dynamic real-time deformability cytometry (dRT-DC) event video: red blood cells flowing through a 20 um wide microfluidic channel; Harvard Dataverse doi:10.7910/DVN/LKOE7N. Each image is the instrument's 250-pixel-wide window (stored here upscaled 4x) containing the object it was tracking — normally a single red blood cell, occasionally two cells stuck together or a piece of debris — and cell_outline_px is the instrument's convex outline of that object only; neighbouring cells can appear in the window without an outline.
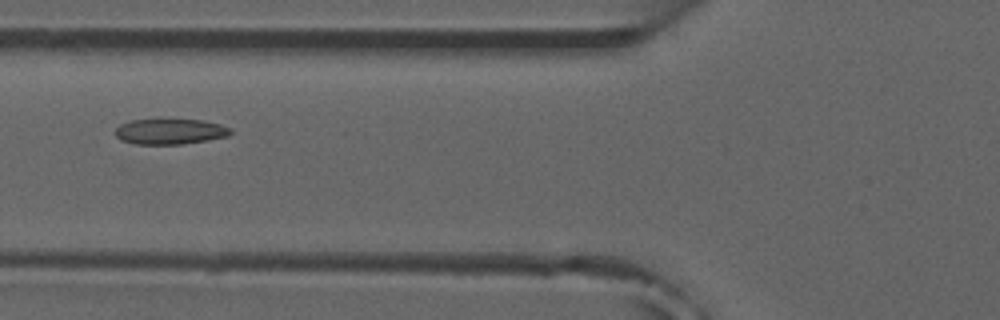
{"species": "common noctule bat (a hibernating species)", "species_latin": "Nyctalus noctula", "temperature_condition": "room temperature", "stored_images_in_passage": 7, "camera_frame_rate_fps": 3000, "um_per_image_px": 0.085, "animal": {"sex": "male", "forearm_length_mm": 52.5}, "frame": {"image": 1, "passage_image": 4, "time_ms": 4.333, "image_size_px": [1000, 320], "cell_outline_px": [[232, 132], [228, 136], [208, 140], [180, 144], [136, 144], [120, 140], [116, 136], [116, 128], [120, 124], [132, 120], [160, 116], [200, 120], [220, 124], [232, 128]], "centroid_in_image_um": [14.44, 11.13], "position_along_channel_um": 111.4, "area_um2": 17.98}}
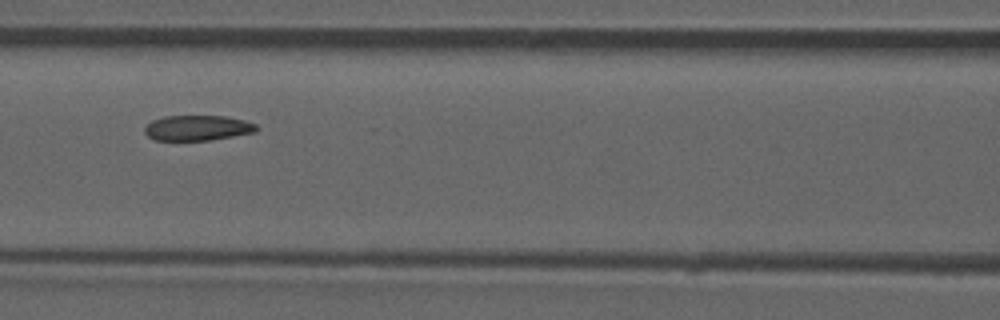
{"frame": {"image": 2, "passage_image": 5, "time_ms": 5.333, "image_size_px": [1000, 320], "cell_outline_px": [[256, 132], [212, 140], [152, 140], [144, 132], [144, 128], [152, 120], [164, 116], [228, 116], [244, 120], [256, 124]], "centroid_in_image_um": [16.78, 10.87], "position_along_channel_um": 149.8, "area_um2": 16.53}}